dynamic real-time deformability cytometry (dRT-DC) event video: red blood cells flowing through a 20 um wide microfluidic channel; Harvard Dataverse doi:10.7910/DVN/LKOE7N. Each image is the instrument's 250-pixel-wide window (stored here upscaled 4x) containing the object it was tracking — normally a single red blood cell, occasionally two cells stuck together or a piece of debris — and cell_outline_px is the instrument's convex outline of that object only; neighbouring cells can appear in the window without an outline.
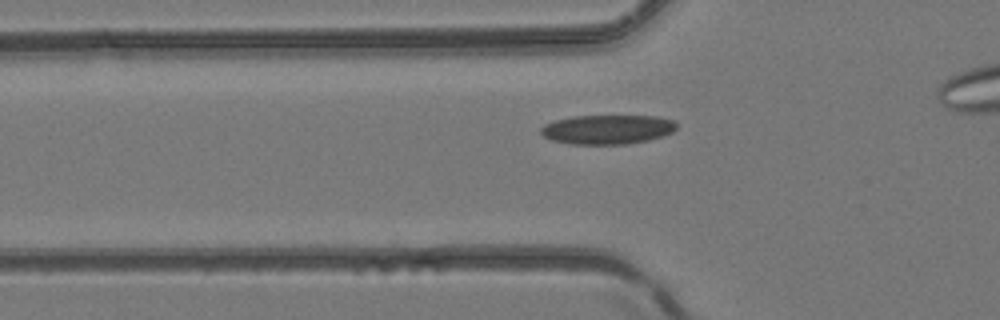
{"species": "common noctule bat (a hibernating species)", "species_latin": "Nyctalus noctula", "temperature_condition": "room temperature", "stored_images_in_passage": 4, "camera_frame_rate_fps": 3000, "um_per_image_px": 0.085, "animal": {"sex": "female", "body_mass_g": 24.6, "forearm_length_mm": 56.2}, "frame": {"image": 1, "passage_image": 4, "time_ms": 1.0, "image_size_px": [1000, 320], "cell_outline_px": [[676, 128], [672, 132], [664, 136], [648, 140], [628, 144], [568, 144], [552, 140], [544, 136], [540, 132], [540, 128], [544, 124], [556, 120], [572, 116], [656, 116], [676, 120]], "centroid_in_image_um": [51.64, 11.0], "position_along_channel_um": 74.2, "area_um2": 23.35}}